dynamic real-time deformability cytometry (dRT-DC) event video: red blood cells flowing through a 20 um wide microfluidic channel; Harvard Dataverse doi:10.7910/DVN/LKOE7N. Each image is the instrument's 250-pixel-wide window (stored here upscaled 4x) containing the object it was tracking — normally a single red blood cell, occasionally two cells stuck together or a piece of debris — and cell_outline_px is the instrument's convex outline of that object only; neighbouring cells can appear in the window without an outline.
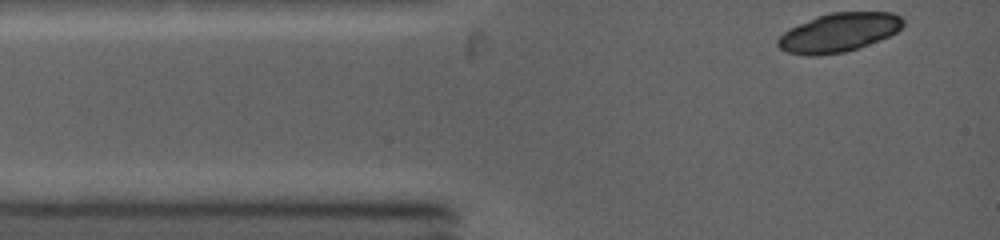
{"species": "common noctule bat (a hibernating species)", "species_latin": "Nyctalus noctula", "temperature_condition": "warm", "stored_images_in_passage": 4, "camera_frame_rate_fps": 5000, "um_per_image_px": 0.085, "animal": {"sex": "female", "body_mass_g": 19.0, "forearm_length_mm": 53.3}, "frame": {"image": 1, "passage_image": 1, "time_ms": 0.0, "image_size_px": [1000, 240], "cell_outline_px": [[904, 24], [896, 32], [888, 36], [856, 48], [844, 52], [816, 56], [808, 56], [788, 52], [780, 48], [776, 44], [776, 40], [788, 28], [816, 16], [832, 12], [892, 12], [900, 16], [904, 20]], "centroid_in_image_um": [71.26, 2.75], "position_along_channel_um": 13.7, "area_um2": 28.26}}